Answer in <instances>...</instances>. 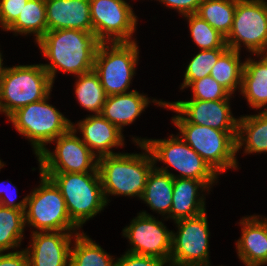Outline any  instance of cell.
<instances>
[{
  "mask_svg": "<svg viewBox=\"0 0 267 266\" xmlns=\"http://www.w3.org/2000/svg\"><path fill=\"white\" fill-rule=\"evenodd\" d=\"M5 164L3 162H1L0 160V169L4 166Z\"/></svg>",
  "mask_w": 267,
  "mask_h": 266,
  "instance_id": "40",
  "label": "cell"
},
{
  "mask_svg": "<svg viewBox=\"0 0 267 266\" xmlns=\"http://www.w3.org/2000/svg\"><path fill=\"white\" fill-rule=\"evenodd\" d=\"M48 31L78 29L92 32L89 0H45Z\"/></svg>",
  "mask_w": 267,
  "mask_h": 266,
  "instance_id": "18",
  "label": "cell"
},
{
  "mask_svg": "<svg viewBox=\"0 0 267 266\" xmlns=\"http://www.w3.org/2000/svg\"><path fill=\"white\" fill-rule=\"evenodd\" d=\"M170 266H209V229L206 212L175 221Z\"/></svg>",
  "mask_w": 267,
  "mask_h": 266,
  "instance_id": "12",
  "label": "cell"
},
{
  "mask_svg": "<svg viewBox=\"0 0 267 266\" xmlns=\"http://www.w3.org/2000/svg\"><path fill=\"white\" fill-rule=\"evenodd\" d=\"M237 0H203L197 15L225 38L232 29Z\"/></svg>",
  "mask_w": 267,
  "mask_h": 266,
  "instance_id": "28",
  "label": "cell"
},
{
  "mask_svg": "<svg viewBox=\"0 0 267 266\" xmlns=\"http://www.w3.org/2000/svg\"><path fill=\"white\" fill-rule=\"evenodd\" d=\"M71 231H32V243L25 248L30 266H70ZM72 237V238H71Z\"/></svg>",
  "mask_w": 267,
  "mask_h": 266,
  "instance_id": "16",
  "label": "cell"
},
{
  "mask_svg": "<svg viewBox=\"0 0 267 266\" xmlns=\"http://www.w3.org/2000/svg\"><path fill=\"white\" fill-rule=\"evenodd\" d=\"M229 101L191 99L188 101L163 102L153 99L152 102L174 110L178 115L173 117V123H194L220 131H238V119L233 117Z\"/></svg>",
  "mask_w": 267,
  "mask_h": 266,
  "instance_id": "14",
  "label": "cell"
},
{
  "mask_svg": "<svg viewBox=\"0 0 267 266\" xmlns=\"http://www.w3.org/2000/svg\"><path fill=\"white\" fill-rule=\"evenodd\" d=\"M225 50L226 49L200 50V52L191 59L186 67L181 89L183 90L188 88L193 81L209 76L212 67L216 64L219 56Z\"/></svg>",
  "mask_w": 267,
  "mask_h": 266,
  "instance_id": "32",
  "label": "cell"
},
{
  "mask_svg": "<svg viewBox=\"0 0 267 266\" xmlns=\"http://www.w3.org/2000/svg\"><path fill=\"white\" fill-rule=\"evenodd\" d=\"M41 183L27 195L25 224L45 231H77L79 227L70 219L65 200L47 176L40 172Z\"/></svg>",
  "mask_w": 267,
  "mask_h": 266,
  "instance_id": "8",
  "label": "cell"
},
{
  "mask_svg": "<svg viewBox=\"0 0 267 266\" xmlns=\"http://www.w3.org/2000/svg\"><path fill=\"white\" fill-rule=\"evenodd\" d=\"M191 87L194 100L216 101L230 100L232 96L222 85H220L211 75L193 81Z\"/></svg>",
  "mask_w": 267,
  "mask_h": 266,
  "instance_id": "33",
  "label": "cell"
},
{
  "mask_svg": "<svg viewBox=\"0 0 267 266\" xmlns=\"http://www.w3.org/2000/svg\"><path fill=\"white\" fill-rule=\"evenodd\" d=\"M28 0H0V25L5 31L16 21Z\"/></svg>",
  "mask_w": 267,
  "mask_h": 266,
  "instance_id": "34",
  "label": "cell"
},
{
  "mask_svg": "<svg viewBox=\"0 0 267 266\" xmlns=\"http://www.w3.org/2000/svg\"><path fill=\"white\" fill-rule=\"evenodd\" d=\"M78 232V233H77ZM75 231V243L70 252V266H114L115 258L104 251L83 232Z\"/></svg>",
  "mask_w": 267,
  "mask_h": 266,
  "instance_id": "26",
  "label": "cell"
},
{
  "mask_svg": "<svg viewBox=\"0 0 267 266\" xmlns=\"http://www.w3.org/2000/svg\"><path fill=\"white\" fill-rule=\"evenodd\" d=\"M25 225L24 210L0 205V253L20 246Z\"/></svg>",
  "mask_w": 267,
  "mask_h": 266,
  "instance_id": "30",
  "label": "cell"
},
{
  "mask_svg": "<svg viewBox=\"0 0 267 266\" xmlns=\"http://www.w3.org/2000/svg\"><path fill=\"white\" fill-rule=\"evenodd\" d=\"M192 39L200 50L227 49L225 37L196 13L186 15Z\"/></svg>",
  "mask_w": 267,
  "mask_h": 266,
  "instance_id": "31",
  "label": "cell"
},
{
  "mask_svg": "<svg viewBox=\"0 0 267 266\" xmlns=\"http://www.w3.org/2000/svg\"><path fill=\"white\" fill-rule=\"evenodd\" d=\"M114 266H163L165 263L152 256L138 255L125 252L120 258H117Z\"/></svg>",
  "mask_w": 267,
  "mask_h": 266,
  "instance_id": "35",
  "label": "cell"
},
{
  "mask_svg": "<svg viewBox=\"0 0 267 266\" xmlns=\"http://www.w3.org/2000/svg\"><path fill=\"white\" fill-rule=\"evenodd\" d=\"M149 103V98L136 90L110 95L106 98L101 115L122 131L125 125L131 124L141 115Z\"/></svg>",
  "mask_w": 267,
  "mask_h": 266,
  "instance_id": "21",
  "label": "cell"
},
{
  "mask_svg": "<svg viewBox=\"0 0 267 266\" xmlns=\"http://www.w3.org/2000/svg\"><path fill=\"white\" fill-rule=\"evenodd\" d=\"M123 236L129 239L131 249L127 252L152 256L164 263L170 260L172 231L152 215L141 212L129 226L123 229Z\"/></svg>",
  "mask_w": 267,
  "mask_h": 266,
  "instance_id": "15",
  "label": "cell"
},
{
  "mask_svg": "<svg viewBox=\"0 0 267 266\" xmlns=\"http://www.w3.org/2000/svg\"><path fill=\"white\" fill-rule=\"evenodd\" d=\"M50 94L41 101L17 109L8 119L16 130L27 137L36 157L58 136L72 128V122L47 101Z\"/></svg>",
  "mask_w": 267,
  "mask_h": 266,
  "instance_id": "5",
  "label": "cell"
},
{
  "mask_svg": "<svg viewBox=\"0 0 267 266\" xmlns=\"http://www.w3.org/2000/svg\"><path fill=\"white\" fill-rule=\"evenodd\" d=\"M240 224L243 226L242 236L236 244L239 259L246 266L267 264V217H243Z\"/></svg>",
  "mask_w": 267,
  "mask_h": 266,
  "instance_id": "19",
  "label": "cell"
},
{
  "mask_svg": "<svg viewBox=\"0 0 267 266\" xmlns=\"http://www.w3.org/2000/svg\"><path fill=\"white\" fill-rule=\"evenodd\" d=\"M240 91L252 108L267 106V54L259 61L246 59Z\"/></svg>",
  "mask_w": 267,
  "mask_h": 266,
  "instance_id": "22",
  "label": "cell"
},
{
  "mask_svg": "<svg viewBox=\"0 0 267 266\" xmlns=\"http://www.w3.org/2000/svg\"><path fill=\"white\" fill-rule=\"evenodd\" d=\"M76 127L72 124L76 132L77 129L80 130L83 137L81 140L98 158L117 154L110 149L124 146L122 131L101 114L89 115L83 121L77 122Z\"/></svg>",
  "mask_w": 267,
  "mask_h": 266,
  "instance_id": "17",
  "label": "cell"
},
{
  "mask_svg": "<svg viewBox=\"0 0 267 266\" xmlns=\"http://www.w3.org/2000/svg\"><path fill=\"white\" fill-rule=\"evenodd\" d=\"M181 138L219 175L237 166L238 131H220L194 123H174Z\"/></svg>",
  "mask_w": 267,
  "mask_h": 266,
  "instance_id": "6",
  "label": "cell"
},
{
  "mask_svg": "<svg viewBox=\"0 0 267 266\" xmlns=\"http://www.w3.org/2000/svg\"><path fill=\"white\" fill-rule=\"evenodd\" d=\"M243 68L240 52L227 48L212 67L210 75L232 95L237 88L241 89Z\"/></svg>",
  "mask_w": 267,
  "mask_h": 266,
  "instance_id": "27",
  "label": "cell"
},
{
  "mask_svg": "<svg viewBox=\"0 0 267 266\" xmlns=\"http://www.w3.org/2000/svg\"><path fill=\"white\" fill-rule=\"evenodd\" d=\"M215 180L174 178L170 218L175 221L198 216L206 211L205 197L198 190L211 188ZM200 188V189H199ZM198 198V199H197Z\"/></svg>",
  "mask_w": 267,
  "mask_h": 266,
  "instance_id": "20",
  "label": "cell"
},
{
  "mask_svg": "<svg viewBox=\"0 0 267 266\" xmlns=\"http://www.w3.org/2000/svg\"><path fill=\"white\" fill-rule=\"evenodd\" d=\"M135 143H143L149 150L154 164L162 161L167 167L157 168L170 174L173 178H191L196 180H216L218 174L208 163L197 154L182 138L170 135L169 139H139L133 138ZM173 167L180 172L174 175L168 171Z\"/></svg>",
  "mask_w": 267,
  "mask_h": 266,
  "instance_id": "9",
  "label": "cell"
},
{
  "mask_svg": "<svg viewBox=\"0 0 267 266\" xmlns=\"http://www.w3.org/2000/svg\"><path fill=\"white\" fill-rule=\"evenodd\" d=\"M0 266H30L25 250L3 254L0 253Z\"/></svg>",
  "mask_w": 267,
  "mask_h": 266,
  "instance_id": "37",
  "label": "cell"
},
{
  "mask_svg": "<svg viewBox=\"0 0 267 266\" xmlns=\"http://www.w3.org/2000/svg\"><path fill=\"white\" fill-rule=\"evenodd\" d=\"M107 44H99L93 70L107 96L126 93L139 60L138 45L136 41Z\"/></svg>",
  "mask_w": 267,
  "mask_h": 266,
  "instance_id": "7",
  "label": "cell"
},
{
  "mask_svg": "<svg viewBox=\"0 0 267 266\" xmlns=\"http://www.w3.org/2000/svg\"><path fill=\"white\" fill-rule=\"evenodd\" d=\"M52 87L42 64L6 67L0 87V112L9 117L17 109L47 97Z\"/></svg>",
  "mask_w": 267,
  "mask_h": 266,
  "instance_id": "4",
  "label": "cell"
},
{
  "mask_svg": "<svg viewBox=\"0 0 267 266\" xmlns=\"http://www.w3.org/2000/svg\"><path fill=\"white\" fill-rule=\"evenodd\" d=\"M37 44L43 55L51 60L42 66L54 83L58 69L77 76L93 70L100 42L93 32L61 29L47 31Z\"/></svg>",
  "mask_w": 267,
  "mask_h": 266,
  "instance_id": "1",
  "label": "cell"
},
{
  "mask_svg": "<svg viewBox=\"0 0 267 266\" xmlns=\"http://www.w3.org/2000/svg\"><path fill=\"white\" fill-rule=\"evenodd\" d=\"M54 141L55 152L45 148L37 156L41 173L99 172L98 157L76 135L73 128Z\"/></svg>",
  "mask_w": 267,
  "mask_h": 266,
  "instance_id": "11",
  "label": "cell"
},
{
  "mask_svg": "<svg viewBox=\"0 0 267 266\" xmlns=\"http://www.w3.org/2000/svg\"><path fill=\"white\" fill-rule=\"evenodd\" d=\"M3 184V182H1ZM10 187V186H9ZM8 187V188H9ZM5 190H8L7 187ZM3 189L0 188V205L4 206V207H9V208H15V209H19V210H24L26 209V202H27V197H24L23 200L15 203L16 201V196L15 197H10L8 195H4L2 196V194L4 193ZM6 193V191H5ZM8 196V197H7ZM15 198V199H14Z\"/></svg>",
  "mask_w": 267,
  "mask_h": 266,
  "instance_id": "38",
  "label": "cell"
},
{
  "mask_svg": "<svg viewBox=\"0 0 267 266\" xmlns=\"http://www.w3.org/2000/svg\"><path fill=\"white\" fill-rule=\"evenodd\" d=\"M174 178L159 169L156 165L148 175L147 182L141 200L147 203L153 211L167 215L170 218L172 205Z\"/></svg>",
  "mask_w": 267,
  "mask_h": 266,
  "instance_id": "24",
  "label": "cell"
},
{
  "mask_svg": "<svg viewBox=\"0 0 267 266\" xmlns=\"http://www.w3.org/2000/svg\"><path fill=\"white\" fill-rule=\"evenodd\" d=\"M42 174L58 187L70 219L79 228L107 205L99 172Z\"/></svg>",
  "mask_w": 267,
  "mask_h": 266,
  "instance_id": "3",
  "label": "cell"
},
{
  "mask_svg": "<svg viewBox=\"0 0 267 266\" xmlns=\"http://www.w3.org/2000/svg\"><path fill=\"white\" fill-rule=\"evenodd\" d=\"M76 77L75 94L80 105L94 114H101L107 95L98 74L91 70Z\"/></svg>",
  "mask_w": 267,
  "mask_h": 266,
  "instance_id": "29",
  "label": "cell"
},
{
  "mask_svg": "<svg viewBox=\"0 0 267 266\" xmlns=\"http://www.w3.org/2000/svg\"><path fill=\"white\" fill-rule=\"evenodd\" d=\"M237 152L241 146L244 152H267V107L259 114L246 115L238 118Z\"/></svg>",
  "mask_w": 267,
  "mask_h": 266,
  "instance_id": "23",
  "label": "cell"
},
{
  "mask_svg": "<svg viewBox=\"0 0 267 266\" xmlns=\"http://www.w3.org/2000/svg\"><path fill=\"white\" fill-rule=\"evenodd\" d=\"M92 32L100 43L133 42L137 16L124 0H89Z\"/></svg>",
  "mask_w": 267,
  "mask_h": 266,
  "instance_id": "13",
  "label": "cell"
},
{
  "mask_svg": "<svg viewBox=\"0 0 267 266\" xmlns=\"http://www.w3.org/2000/svg\"><path fill=\"white\" fill-rule=\"evenodd\" d=\"M203 0H159L166 7L176 9L183 16L197 13L199 5Z\"/></svg>",
  "mask_w": 267,
  "mask_h": 266,
  "instance_id": "36",
  "label": "cell"
},
{
  "mask_svg": "<svg viewBox=\"0 0 267 266\" xmlns=\"http://www.w3.org/2000/svg\"><path fill=\"white\" fill-rule=\"evenodd\" d=\"M3 59H2V54L0 53V87H1V81H2V76L4 73V70L6 67H3Z\"/></svg>",
  "mask_w": 267,
  "mask_h": 266,
  "instance_id": "39",
  "label": "cell"
},
{
  "mask_svg": "<svg viewBox=\"0 0 267 266\" xmlns=\"http://www.w3.org/2000/svg\"><path fill=\"white\" fill-rule=\"evenodd\" d=\"M138 145L145 150L143 154L117 153L98 158V170L107 204L109 194L141 198L148 175L155 164L147 147L143 143Z\"/></svg>",
  "mask_w": 267,
  "mask_h": 266,
  "instance_id": "2",
  "label": "cell"
},
{
  "mask_svg": "<svg viewBox=\"0 0 267 266\" xmlns=\"http://www.w3.org/2000/svg\"><path fill=\"white\" fill-rule=\"evenodd\" d=\"M225 42L238 52L242 42L254 55L267 54V2L237 0L232 29Z\"/></svg>",
  "mask_w": 267,
  "mask_h": 266,
  "instance_id": "10",
  "label": "cell"
},
{
  "mask_svg": "<svg viewBox=\"0 0 267 266\" xmlns=\"http://www.w3.org/2000/svg\"><path fill=\"white\" fill-rule=\"evenodd\" d=\"M17 34H35L38 42L48 31L45 0H28L16 21L6 30Z\"/></svg>",
  "mask_w": 267,
  "mask_h": 266,
  "instance_id": "25",
  "label": "cell"
}]
</instances>
